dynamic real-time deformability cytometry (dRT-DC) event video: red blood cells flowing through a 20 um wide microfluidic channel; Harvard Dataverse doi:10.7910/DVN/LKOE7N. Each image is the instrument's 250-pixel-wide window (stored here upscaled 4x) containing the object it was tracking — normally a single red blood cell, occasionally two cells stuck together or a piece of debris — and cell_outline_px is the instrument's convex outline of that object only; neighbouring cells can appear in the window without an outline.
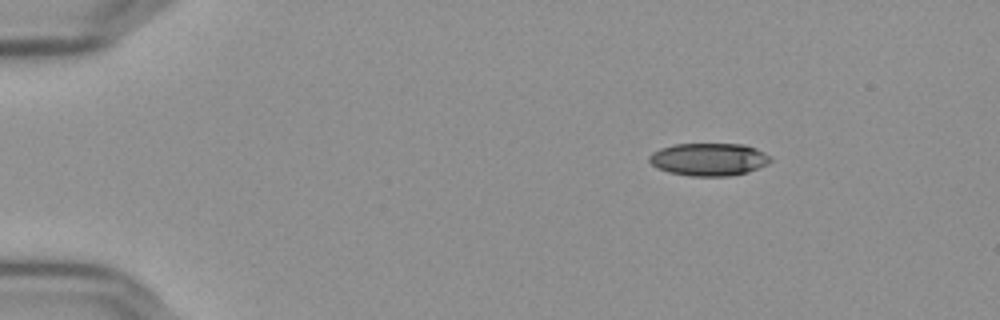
{"species": "Egyptian fruit bat (a non-hibernating species)", "species_latin": "Rousettus aegyptiacus", "temperature_condition": "cold", "stored_images_in_passage": 48, "camera_frame_rate_fps": 3000, "um_per_image_px": 0.085, "frame": {"image": 1, "passage_image": 1, "time_ms": 0.0, "image_size_px": [1000, 320], "cell_outline_px": [[772, 160], [768, 164], [748, 172], [728, 176], [692, 176], [668, 172], [656, 168], [648, 160], [648, 156], [652, 152], [660, 148], [676, 144], [744, 144], [756, 148], [772, 156]], "centroid_in_image_um": [60.26, 13.54], "position_along_channel_um": 24.7, "area_um2": 23.29}}
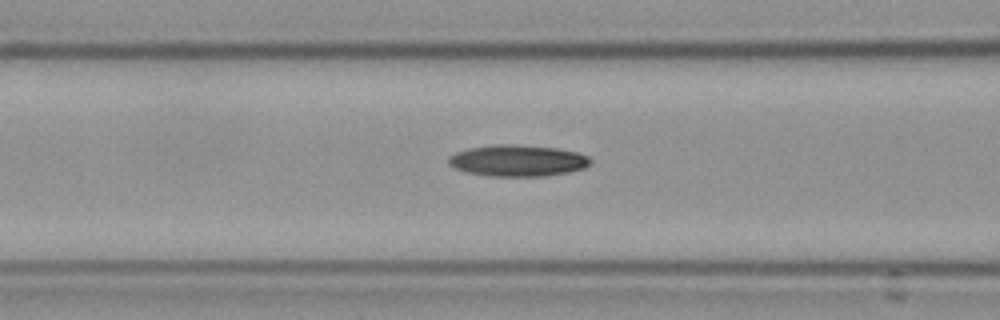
{"frame": {"image": 2, "passage_image": 16, "time_ms": 5.0, "image_size_px": [1000, 320], "cell_outline_px": [[592, 164], [584, 168], [568, 172], [544, 176], [488, 176], [464, 172], [448, 164], [448, 156], [456, 152], [468, 148], [496, 144], [516, 144], [560, 148], [576, 152], [588, 156], [592, 160]], "centroid_in_image_um": [44.0, 13.65], "position_along_channel_um": 122.6, "area_um2": 26.3}}
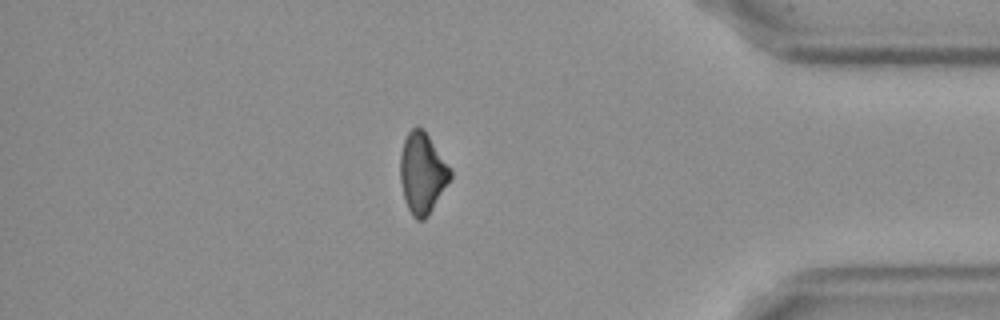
{"frame": {"image": 3, "passage_image": 41, "time_ms": 13.333, "image_size_px": [1000, 320], "cell_outline_px": [[452, 176], [428, 216], [424, 220], [416, 220], [412, 216], [404, 200], [400, 180], [400, 156], [404, 140], [408, 132], [416, 124], [424, 128], [452, 172]], "centroid_in_image_um": [35.87, 14.7], "position_along_channel_um": 399.3, "area_um2": 23.58}}